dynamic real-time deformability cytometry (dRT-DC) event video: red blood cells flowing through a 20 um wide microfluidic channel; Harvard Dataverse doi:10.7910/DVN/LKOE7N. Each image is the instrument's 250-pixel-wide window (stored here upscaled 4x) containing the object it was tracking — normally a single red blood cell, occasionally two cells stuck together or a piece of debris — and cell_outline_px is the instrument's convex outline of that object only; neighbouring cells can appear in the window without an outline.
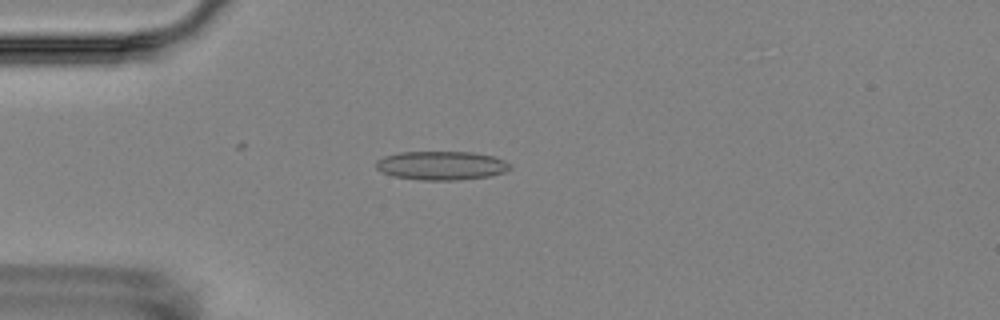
{"species": "Egyptian fruit bat (a non-hibernating species)", "species_latin": "Rousettus aegyptiacus", "temperature_condition": "room temperature", "stored_images_in_passage": 15, "camera_frame_rate_fps": 3000, "um_per_image_px": 0.085, "animal": {"sex": "female"}, "frame": {"image": 1, "passage_image": 3, "time_ms": 3.333, "image_size_px": [1000, 320], "cell_outline_px": [[512, 168], [504, 172], [488, 176], [456, 180], [420, 180], [392, 176], [376, 168], [376, 160], [384, 156], [400, 152], [472, 152], [496, 156], [504, 160]], "centroid_in_image_um": [37.51, 14.06], "position_along_channel_um": 47.5, "area_um2": 22.48}}
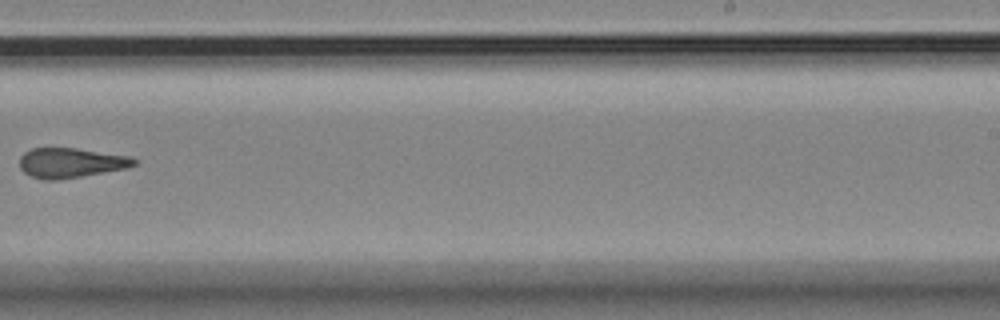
{"frame": {"image": 2, "passage_image": 9, "time_ms": 10.333, "image_size_px": [1000, 320], "cell_outline_px": [[136, 164], [128, 168], [56, 180], [44, 180], [32, 176], [24, 172], [20, 168], [20, 156], [24, 152], [32, 148], [76, 148], [132, 156], [136, 160]], "centroid_in_image_um": [6.02, 13.83], "position_along_channel_um": 283.0, "area_um2": 19.88}}
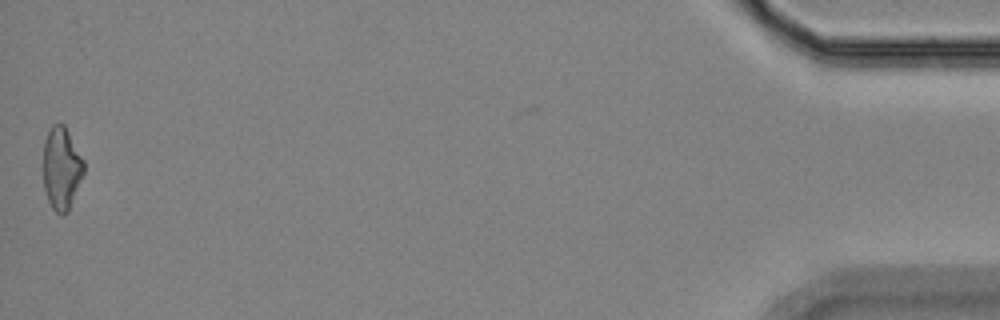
{"frame": {"image": 3, "passage_image": 15, "time_ms": 17.0, "image_size_px": [1000, 320], "cell_outline_px": [[84, 172], [68, 212], [56, 212], [52, 208], [48, 200], [44, 188], [44, 140], [48, 128], [52, 124], [64, 124], [84, 160]], "centroid_in_image_um": [5.22, 14.26], "position_along_channel_um": 430.0, "area_um2": 19.36}, "authors_computed_cell_mechanics": {"area_um2": 20.1722, "velocity_mm_per_s": 3.5696, "shape_relaxation_time_tau1_ms": 8.3771, "shape_relaxation_time_tau2_ms": 2.3724, "deformation_change_tau1": 0.1466, "deformation_change_tau2": 0.1019}}